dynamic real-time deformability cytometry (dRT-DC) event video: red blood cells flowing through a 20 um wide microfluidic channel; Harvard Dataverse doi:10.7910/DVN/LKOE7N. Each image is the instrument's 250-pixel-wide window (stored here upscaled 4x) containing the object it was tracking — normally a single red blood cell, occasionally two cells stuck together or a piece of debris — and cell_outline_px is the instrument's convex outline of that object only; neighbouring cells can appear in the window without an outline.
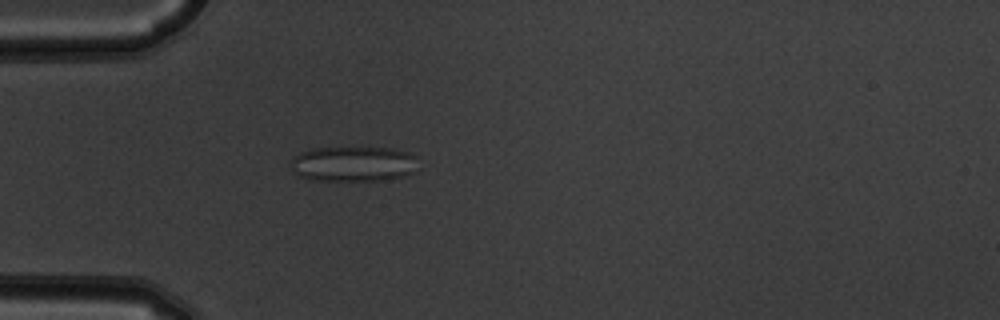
{"species": "common noctule bat (a hibernating species)", "species_latin": "Nyctalus noctula", "temperature_condition": "warm", "stored_images_in_passage": 5, "camera_frame_rate_fps": 3000, "um_per_image_px": 0.085, "animal": {"sex": "male", "body_mass_g": 19.5, "forearm_length_mm": 54.6}, "frame": {"image": 1, "passage_image": 5, "time_ms": 1.333, "image_size_px": [1000, 320], "cell_outline_px": [[416, 172], [404, 176], [388, 180], [308, 180], [292, 172], [288, 160], [292, 156], [300, 152], [312, 148], [392, 148], [408, 152], [416, 156]], "centroid_in_image_um": [29.99, 13.93], "position_along_channel_um": 55.0, "area_um2": 26.59}}